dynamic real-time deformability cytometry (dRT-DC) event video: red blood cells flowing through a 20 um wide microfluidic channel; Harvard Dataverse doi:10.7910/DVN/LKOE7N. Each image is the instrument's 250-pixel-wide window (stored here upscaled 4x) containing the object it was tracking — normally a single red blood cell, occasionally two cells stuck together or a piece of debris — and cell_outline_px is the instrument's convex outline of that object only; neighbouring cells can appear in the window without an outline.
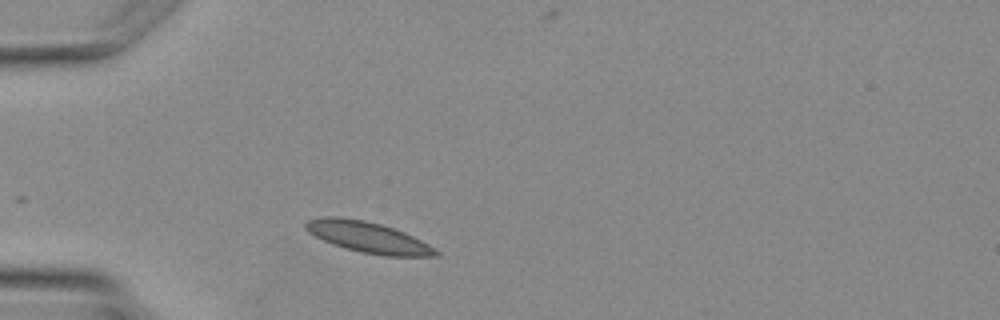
{"species": "Egyptian fruit bat (a non-hibernating species)", "species_latin": "Rousettus aegyptiacus", "temperature_condition": "warm", "stored_images_in_passage": 5, "camera_frame_rate_fps": 3000, "um_per_image_px": 0.085, "animal": {"sex": "female"}, "frame": {"image": 1, "passage_image": 5, "time_ms": 5.0, "image_size_px": [1000, 320], "cell_outline_px": [[440, 256], [384, 256], [360, 252], [344, 248], [332, 244], [308, 232], [304, 228], [304, 224], [308, 220], [320, 216], [340, 216], [364, 220], [380, 224], [404, 232], [436, 248], [440, 252]], "centroid_in_image_um": [31.27, 20.16], "position_along_channel_um": 53.7, "area_um2": 23.52}}